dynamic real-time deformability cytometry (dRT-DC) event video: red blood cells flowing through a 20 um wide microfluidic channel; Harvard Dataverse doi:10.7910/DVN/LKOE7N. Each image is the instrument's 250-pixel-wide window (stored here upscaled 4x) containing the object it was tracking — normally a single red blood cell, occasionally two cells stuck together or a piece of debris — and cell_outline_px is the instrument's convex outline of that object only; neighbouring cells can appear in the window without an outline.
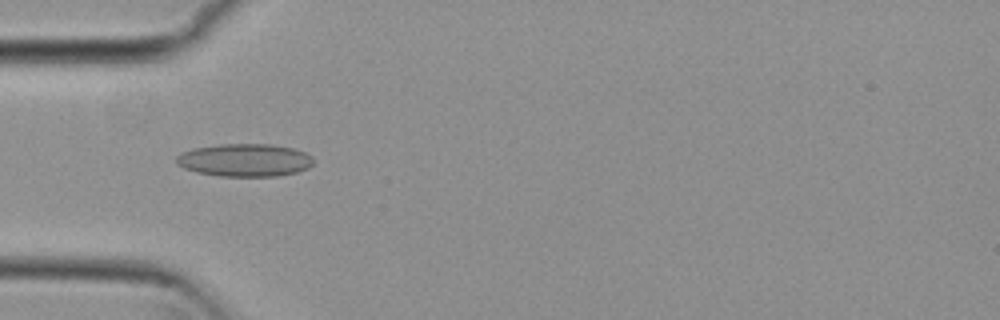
{"species": "common noctule bat (a hibernating species)", "species_latin": "Nyctalus noctula", "temperature_condition": "cold", "stored_images_in_passage": 54, "camera_frame_rate_fps": 3000, "um_per_image_px": 0.085, "animal": {"sex": "female", "body_mass_g": 29.2, "forearm_length_mm": 56.3}, "frame": {"image": 1, "passage_image": 17, "time_ms": 5.333, "image_size_px": [1000, 320], "cell_outline_px": [[312, 164], [308, 168], [296, 172], [276, 176], [220, 176], [196, 172], [184, 168], [176, 164], [176, 156], [180, 152], [192, 148], [220, 144], [272, 144], [292, 148], [304, 152], [312, 156]], "centroid_in_image_um": [20.76, 13.6], "position_along_channel_um": 64.2, "area_um2": 26.3}}
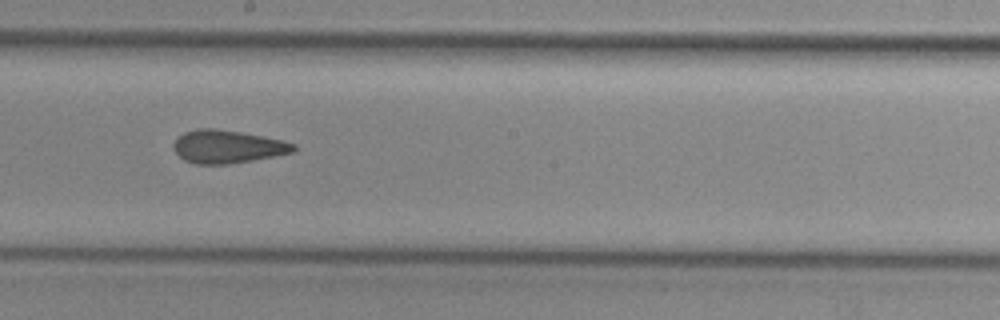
{"frame": {"image": 2, "passage_image": 30, "time_ms": 9.667, "image_size_px": [1000, 320], "cell_outline_px": [[296, 152], [252, 160], [228, 164], [196, 164], [184, 160], [172, 148], [172, 144], [184, 132], [196, 128], [216, 128], [240, 132], [284, 140], [296, 144]], "centroid_in_image_um": [19.35, 12.46], "position_along_channel_um": 228.9, "area_um2": 23.18}}
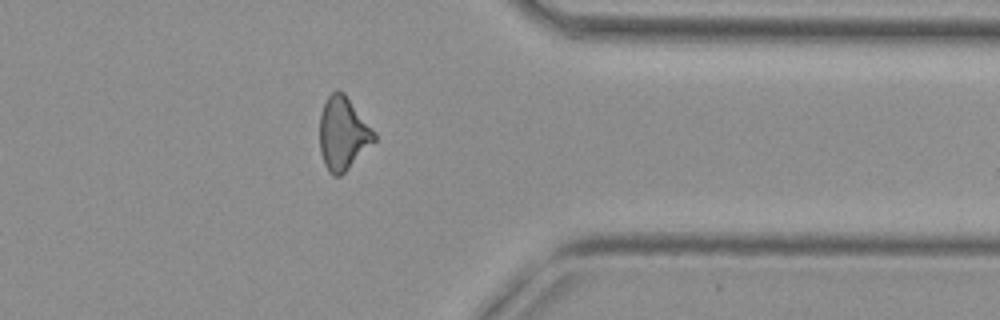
{"frame": {"image": 3, "passage_image": 43, "time_ms": 14.0, "image_size_px": [1000, 320], "cell_outline_px": [[376, 140], [340, 176], [332, 176], [328, 172], [324, 164], [320, 152], [320, 116], [324, 104], [328, 96], [332, 92], [344, 92], [376, 132]], "centroid_in_image_um": [29.16, 11.36], "position_along_channel_um": 382.2, "area_um2": 23.06}, "authors_computed_cell_mechanics": {"area_um2": 23.3223, "velocity_mm_per_s": 3.8089, "shape_relaxation_time_tau1_ms": null, "shape_relaxation_time_tau2_ms": 2.2435, "deformation_change_tau1": null, "deformation_change_tau2": 0.1065}}